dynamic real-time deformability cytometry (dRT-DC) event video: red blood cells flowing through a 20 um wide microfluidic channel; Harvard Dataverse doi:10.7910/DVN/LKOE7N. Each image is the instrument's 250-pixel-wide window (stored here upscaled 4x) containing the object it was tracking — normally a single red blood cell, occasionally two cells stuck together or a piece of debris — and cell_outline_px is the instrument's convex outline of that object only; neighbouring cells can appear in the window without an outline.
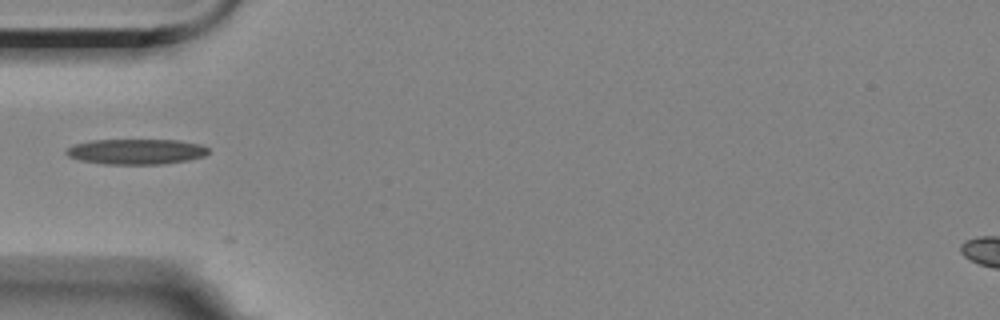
{"species": "Egyptian fruit bat (a non-hibernating species)", "species_latin": "Rousettus aegyptiacus", "temperature_condition": "room temperature", "stored_images_in_passage": 1, "camera_frame_rate_fps": 3000, "um_per_image_px": 0.085, "animal": {"sex": "female"}, "frame": {"image": 1, "passage_image": 1, "time_ms": 0.0, "image_size_px": [1000, 320], "cell_outline_px": [[208, 152], [204, 156], [188, 160], [164, 164], [104, 164], [80, 160], [68, 156], [64, 152], [68, 148], [76, 144], [92, 140], [180, 140], [200, 144], [208, 148]], "centroid_in_image_um": [11.59, 12.89], "position_along_channel_um": 73.4, "area_um2": 20.98}}